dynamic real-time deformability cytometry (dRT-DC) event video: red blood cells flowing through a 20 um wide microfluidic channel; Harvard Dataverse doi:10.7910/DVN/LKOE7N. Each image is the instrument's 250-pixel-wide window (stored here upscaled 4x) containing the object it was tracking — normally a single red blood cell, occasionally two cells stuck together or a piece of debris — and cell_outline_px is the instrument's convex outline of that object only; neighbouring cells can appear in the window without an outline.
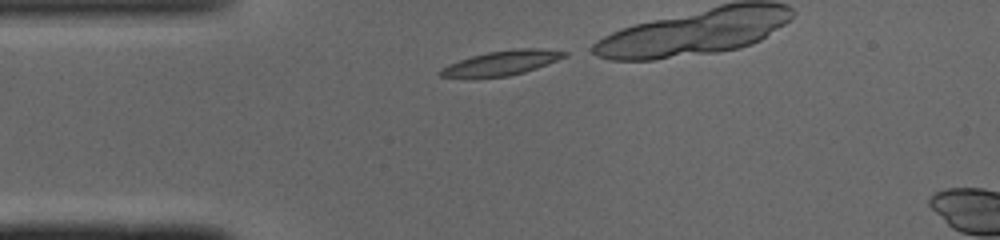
{"species": "common noctule bat (a hibernating species)", "species_latin": "Nyctalus noctula", "temperature_condition": "cold", "stored_images_in_passage": 4, "camera_frame_rate_fps": 3000, "um_per_image_px": 0.085, "animal": {"sex": "male", "body_mass_g": 19.0, "forearm_length_mm": 50.8}, "frame": {"image": 1, "passage_image": 1, "time_ms": 0.0, "image_size_px": [1000, 240], "cell_outline_px": [[568, 56], [536, 68], [524, 72], [508, 76], [440, 76], [436, 72], [440, 68], [448, 64], [472, 56], [488, 52], [520, 48], [536, 48], [568, 52]], "centroid_in_image_um": [42.66, 5.33], "position_along_channel_um": 42.3, "area_um2": 17.28}}